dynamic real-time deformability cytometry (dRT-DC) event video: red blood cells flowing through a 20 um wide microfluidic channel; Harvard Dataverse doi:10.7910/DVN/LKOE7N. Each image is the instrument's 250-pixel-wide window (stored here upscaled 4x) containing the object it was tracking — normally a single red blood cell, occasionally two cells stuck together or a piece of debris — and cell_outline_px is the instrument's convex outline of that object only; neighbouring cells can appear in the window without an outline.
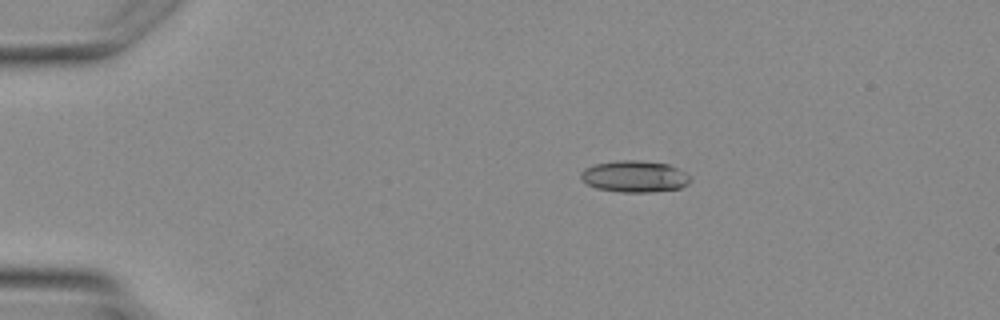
{"species": "Egyptian fruit bat (a non-hibernating species)", "species_latin": "Rousettus aegyptiacus", "temperature_condition": "warm", "stored_images_in_passage": 2, "camera_frame_rate_fps": 3000, "um_per_image_px": 0.085, "animal": {"sex": "female"}, "frame": {"image": 1, "passage_image": 1, "time_ms": 0.0, "image_size_px": [1000, 320], "cell_outline_px": [[692, 180], [688, 184], [680, 188], [648, 192], [620, 192], [596, 188], [588, 184], [580, 176], [580, 172], [584, 168], [596, 164], [616, 160], [636, 160], [668, 164], [684, 172]], "centroid_in_image_um": [53.92, 14.99], "position_along_channel_um": 31.1, "area_um2": 20.0}}